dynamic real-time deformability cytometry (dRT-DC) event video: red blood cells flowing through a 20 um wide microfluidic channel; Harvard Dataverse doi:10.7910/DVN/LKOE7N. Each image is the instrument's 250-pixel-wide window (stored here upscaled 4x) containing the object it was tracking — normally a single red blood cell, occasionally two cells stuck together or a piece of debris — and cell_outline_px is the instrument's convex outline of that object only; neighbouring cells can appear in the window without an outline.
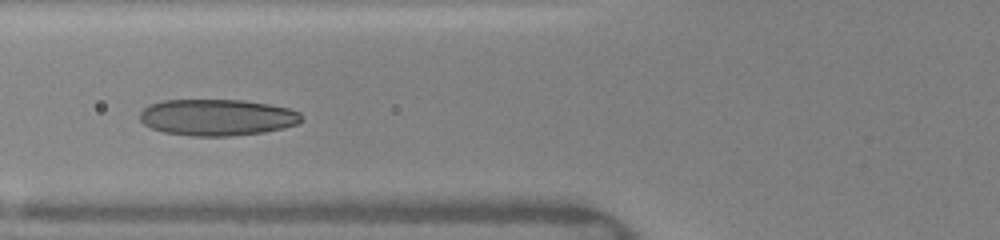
{"species": "human", "species_latin": "Homo sapiens", "temperature_condition": "warm", "stored_images_in_passage": 14, "camera_frame_rate_fps": 3000, "um_per_image_px": 0.085, "donor": {"sex": "female"}, "frame": {"image": 1, "passage_image": 12, "time_ms": 5.0, "image_size_px": [1000, 240], "cell_outline_px": [[304, 120], [296, 124], [284, 128], [264, 132], [232, 136], [192, 136], [164, 132], [152, 128], [144, 124], [140, 120], [140, 112], [148, 104], [160, 100], [244, 100], [268, 104], [288, 108], [300, 112], [304, 116]], "centroid_in_image_um": [18.47, 9.97], "position_along_channel_um": 107.3, "area_um2": 34.62}}